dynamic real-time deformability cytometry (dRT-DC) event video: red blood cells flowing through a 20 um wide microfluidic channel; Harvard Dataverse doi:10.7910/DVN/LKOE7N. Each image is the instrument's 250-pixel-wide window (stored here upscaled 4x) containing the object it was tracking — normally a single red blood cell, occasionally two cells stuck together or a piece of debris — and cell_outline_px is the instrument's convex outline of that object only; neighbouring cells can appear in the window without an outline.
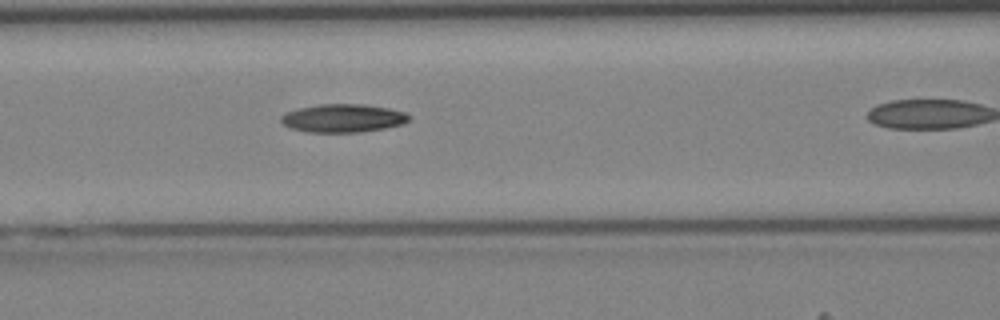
{"species": "Egyptian fruit bat (a non-hibernating species)", "species_latin": "Rousettus aegyptiacus", "temperature_condition": "cold", "stored_images_in_passage": 24, "camera_frame_rate_fps": 3000, "um_per_image_px": 0.085, "animal": {"sex": "female"}, "frame": {"image": 1, "passage_image": 8, "time_ms": 2.333, "image_size_px": [1000, 320], "cell_outline_px": [[412, 116], [404, 124], [384, 128], [360, 132], [308, 132], [288, 128], [280, 120], [280, 116], [288, 112], [300, 108], [320, 104], [364, 104], [388, 108], [404, 112]], "centroid_in_image_um": [29.16, 10.05], "position_along_channel_um": 137.4, "area_um2": 21.04}}